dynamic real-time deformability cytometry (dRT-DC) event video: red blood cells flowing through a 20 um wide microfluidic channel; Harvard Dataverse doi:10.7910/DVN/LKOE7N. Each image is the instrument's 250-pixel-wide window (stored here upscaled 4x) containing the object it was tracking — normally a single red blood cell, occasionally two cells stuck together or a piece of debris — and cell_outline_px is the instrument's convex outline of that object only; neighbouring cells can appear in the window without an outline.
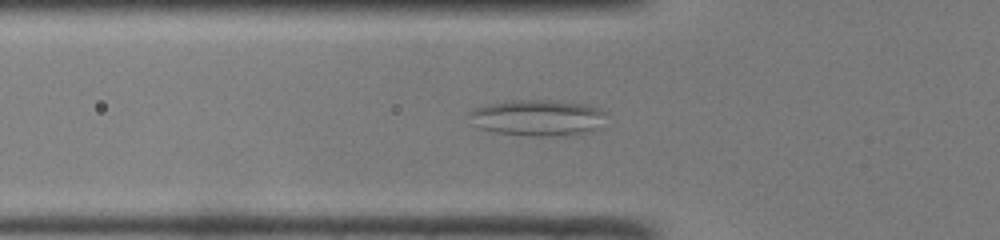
{"species": "common noctule bat (a hibernating species)", "species_latin": "Nyctalus noctula", "temperature_condition": "room temperature", "stored_images_in_passage": 42, "camera_frame_rate_fps": 3000, "um_per_image_px": 0.085, "animal": {"sex": "male", "body_mass_g": 19.0, "forearm_length_mm": 50.8}, "frame": {"image": 1, "passage_image": 9, "time_ms": 2.667, "image_size_px": [1000, 240], "cell_outline_px": [[608, 112], [604, 128], [592, 132], [560, 136], [524, 136], [492, 132], [480, 128], [472, 124], [468, 112], [476, 108], [492, 104], [512, 100], [548, 100], [584, 104], [600, 108]], "centroid_in_image_um": [45.8, 10.04], "position_along_channel_um": 80.0, "area_um2": 29.54}}
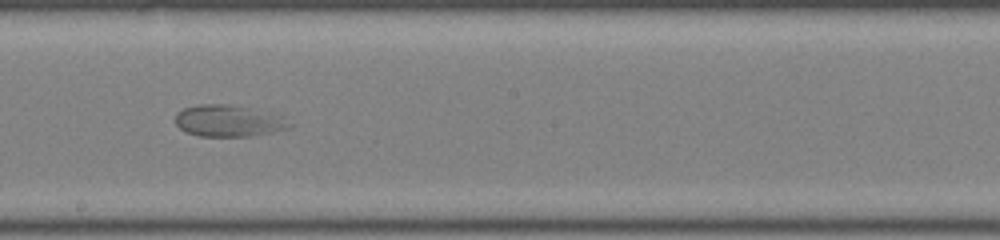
{"frame": {"image": 2, "passage_image": 20, "time_ms": 6.333, "image_size_px": [1000, 240], "cell_outline_px": [[292, 124], [288, 128], [272, 132], [252, 136], [200, 136], [184, 132], [176, 124], [176, 112], [184, 108], [200, 104], [232, 104], [280, 116]], "centroid_in_image_um": [19.37, 10.28], "position_along_channel_um": 228.8, "area_um2": 20.81}}
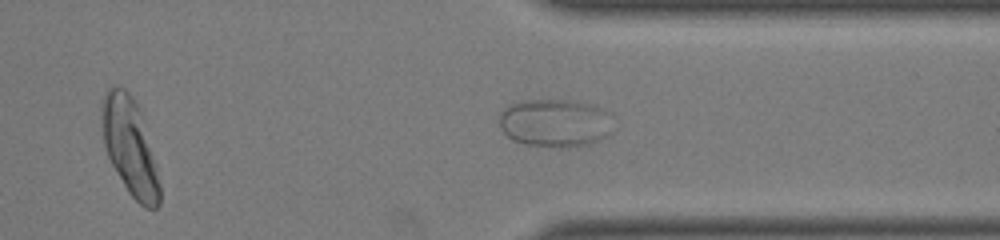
{"frame": {"image": 3, "passage_image": 30, "time_ms": 9.667, "image_size_px": [1000, 240], "cell_outline_px": [[612, 132], [608, 136], [600, 140], [588, 144], [568, 148], [556, 148], [524, 144], [512, 140], [500, 128], [500, 116], [504, 108], [508, 104], [524, 100], [572, 100], [588, 104], [600, 108], [604, 112]], "centroid_in_image_um": [47.11, 10.47], "position_along_channel_um": 364.3, "area_um2": 31.79}}